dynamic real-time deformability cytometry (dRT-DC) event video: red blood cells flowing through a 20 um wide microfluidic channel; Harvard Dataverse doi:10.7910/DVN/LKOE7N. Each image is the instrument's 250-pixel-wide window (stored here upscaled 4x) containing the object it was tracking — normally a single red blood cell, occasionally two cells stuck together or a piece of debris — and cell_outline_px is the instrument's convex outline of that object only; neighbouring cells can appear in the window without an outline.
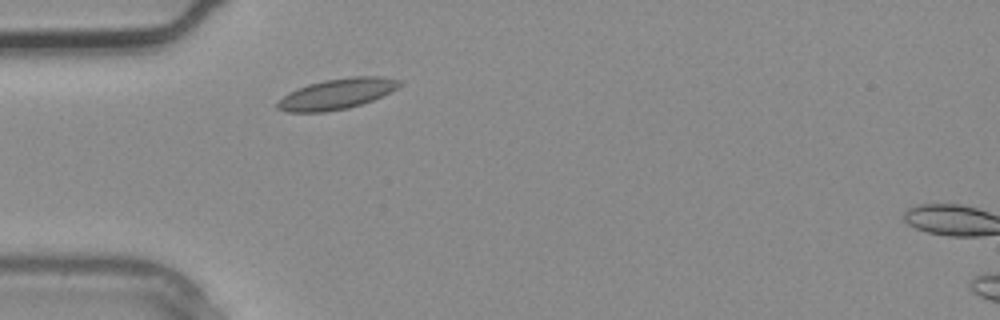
{"species": "common noctule bat (a hibernating species)", "species_latin": "Nyctalus noctula", "temperature_condition": "warm", "stored_images_in_passage": 2, "camera_frame_rate_fps": 3000, "um_per_image_px": 0.085, "animal": {"sex": "male", "body_mass_g": 20.4}, "frame": {"image": 1, "passage_image": 1, "time_ms": 0.0, "image_size_px": [1000, 320], "cell_outline_px": [[400, 84], [396, 88], [372, 100], [348, 108], [324, 112], [288, 112], [276, 108], [276, 104], [288, 92], [296, 88], [308, 84], [324, 80], [352, 76], [384, 76], [400, 80]], "centroid_in_image_um": [28.59, 7.97], "position_along_channel_um": 56.4, "area_um2": 21.56}}